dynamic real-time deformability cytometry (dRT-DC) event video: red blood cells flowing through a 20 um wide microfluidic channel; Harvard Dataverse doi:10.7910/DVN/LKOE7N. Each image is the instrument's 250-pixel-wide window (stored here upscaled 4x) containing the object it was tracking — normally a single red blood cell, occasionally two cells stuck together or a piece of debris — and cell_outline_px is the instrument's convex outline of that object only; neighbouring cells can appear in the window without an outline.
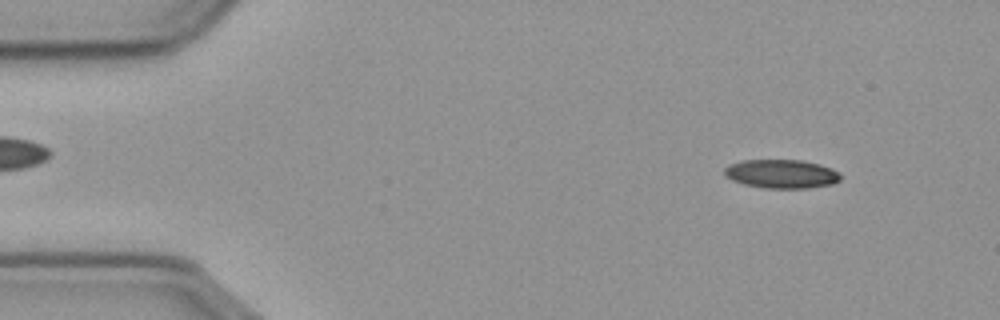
{"species": "common noctule bat (a hibernating species)", "species_latin": "Nyctalus noctula", "temperature_condition": "cold", "stored_images_in_passage": 55, "camera_frame_rate_fps": 3000, "um_per_image_px": 0.085, "animal": {"sex": "male", "body_mass_g": 23.1, "forearm_length_mm": 52.7}, "frame": {"image": 1, "passage_image": 5, "time_ms": 1.333, "image_size_px": [1000, 320], "cell_outline_px": [[840, 180], [832, 184], [808, 188], [764, 188], [744, 184], [732, 180], [724, 176], [724, 168], [728, 164], [744, 160], [800, 160], [820, 164], [832, 168], [840, 172]], "centroid_in_image_um": [66.42, 14.78], "position_along_channel_um": 18.6, "area_um2": 19.59}}
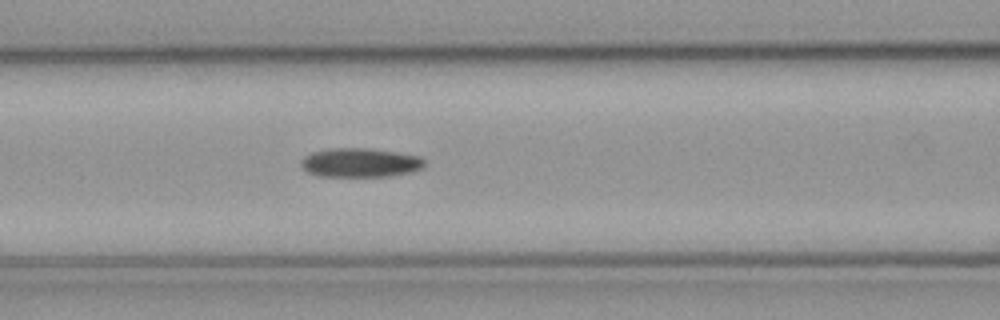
{"frame": {"image": 2, "passage_image": 22, "time_ms": 7.0, "image_size_px": [1000, 320], "cell_outline_px": [[424, 168], [412, 172], [392, 176], [316, 176], [308, 172], [300, 164], [300, 160], [304, 156], [312, 152], [332, 148], [368, 148], [396, 152], [420, 156], [424, 160]], "centroid_in_image_um": [30.62, 13.83], "position_along_channel_um": 136.0, "area_um2": 21.04}}
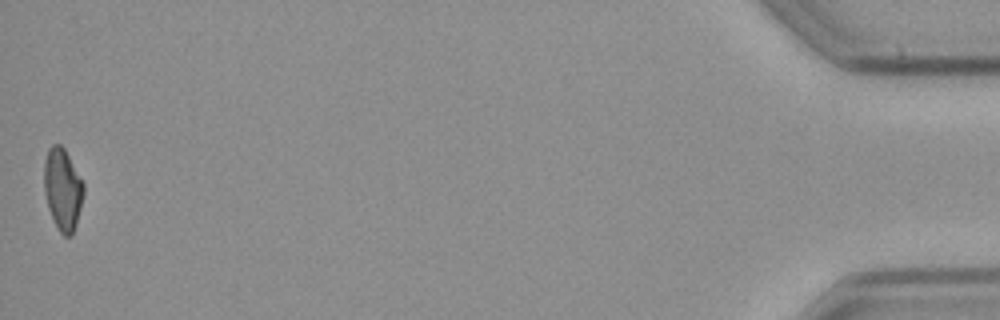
{"frame": {"image": 3, "passage_image": 55, "time_ms": 18.0, "image_size_px": [1000, 320], "cell_outline_px": [[84, 192], [76, 224], [72, 236], [64, 236], [60, 232], [48, 208], [44, 192], [44, 160], [48, 148], [52, 144], [60, 144], [64, 148], [84, 184]], "centroid_in_image_um": [5.31, 16.07], "position_along_channel_um": 429.9, "area_um2": 18.73}}